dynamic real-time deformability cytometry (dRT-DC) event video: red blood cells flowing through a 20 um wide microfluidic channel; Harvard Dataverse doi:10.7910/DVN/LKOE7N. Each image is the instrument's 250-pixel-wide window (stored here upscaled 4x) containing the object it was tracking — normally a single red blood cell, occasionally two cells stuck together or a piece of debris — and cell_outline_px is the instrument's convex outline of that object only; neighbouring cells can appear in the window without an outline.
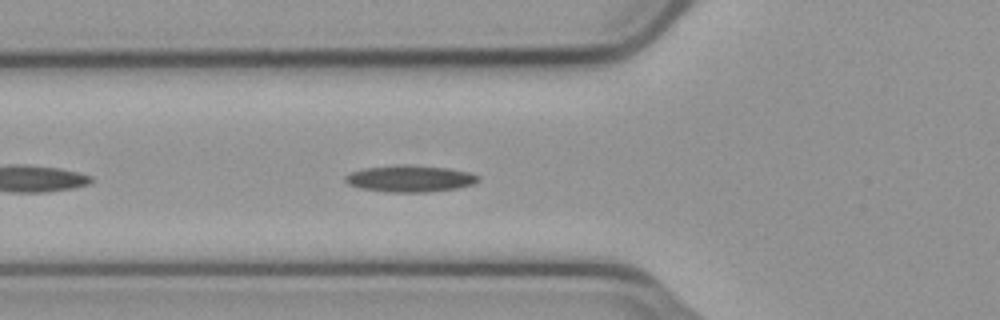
{"species": "common noctule bat (a hibernating species)", "species_latin": "Nyctalus noctula", "temperature_condition": "cold", "stored_images_in_passage": 38, "camera_frame_rate_fps": 3000, "um_per_image_px": 0.085, "animal": {"sex": "male", "body_mass_g": 23.1, "forearm_length_mm": 52.7}, "frame": {"image": 1, "passage_image": 6, "time_ms": 1.667, "image_size_px": [1000, 320], "cell_outline_px": [[476, 180], [464, 184], [444, 188], [372, 188], [356, 184], [348, 180], [348, 176], [356, 172], [376, 168], [436, 168], [460, 172], [472, 176]], "centroid_in_image_um": [34.82, 15.14], "position_along_channel_um": 91.0, "area_um2": 15.32}}
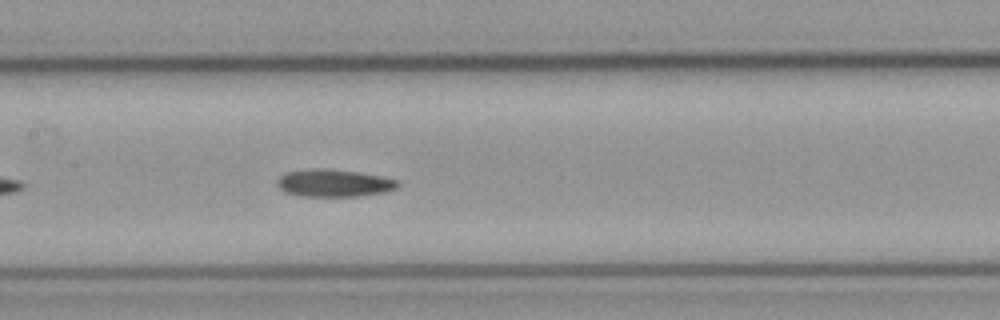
{"frame": {"image": 2, "passage_image": 13, "time_ms": 4.0, "image_size_px": [1000, 320], "cell_outline_px": [[396, 184], [392, 188], [372, 192], [296, 192], [284, 188], [280, 184], [280, 180], [284, 176], [292, 172], [344, 172], [372, 176], [392, 180]], "centroid_in_image_um": [28.4, 15.51], "position_along_channel_um": 179.0, "area_um2": 14.1}}
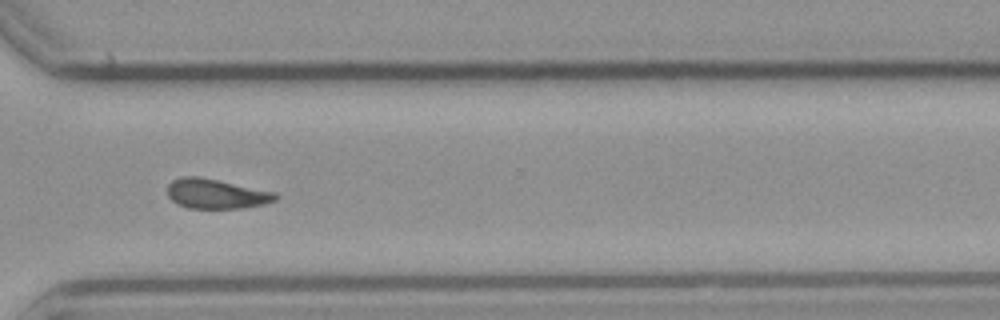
{"frame": {"image": 3, "passage_image": 27, "time_ms": 8.667, "image_size_px": [1000, 320], "cell_outline_px": [[276, 196], [272, 200], [256, 204], [228, 208], [196, 208], [180, 204], [168, 192], [168, 188], [176, 180], [212, 180], [264, 192]], "centroid_in_image_um": [18.29, 16.53], "position_along_channel_um": 352.3, "area_um2": 15.66}}